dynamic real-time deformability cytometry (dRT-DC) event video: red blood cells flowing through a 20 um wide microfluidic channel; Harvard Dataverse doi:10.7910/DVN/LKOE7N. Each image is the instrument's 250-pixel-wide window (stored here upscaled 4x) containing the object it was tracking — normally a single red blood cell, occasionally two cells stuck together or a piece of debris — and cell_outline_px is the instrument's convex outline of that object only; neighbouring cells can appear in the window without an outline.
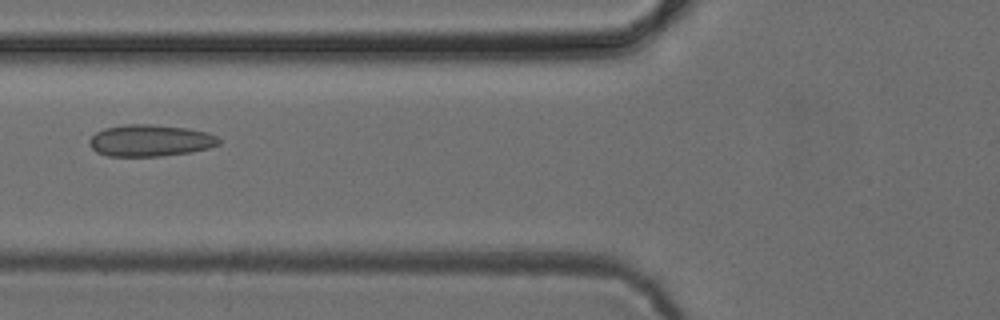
{"species": "common noctule bat (a hibernating species)", "species_latin": "Nyctalus noctula", "temperature_condition": "cold", "stored_images_in_passage": 5, "camera_frame_rate_fps": 3000, "um_per_image_px": 0.085, "animal": {"sex": "female", "body_mass_g": 24.6, "forearm_length_mm": 56.2}, "frame": {"image": 1, "passage_image": 5, "time_ms": 5.667, "image_size_px": [1000, 320], "cell_outline_px": [[220, 144], [208, 148], [192, 152], [160, 156], [108, 156], [96, 152], [88, 144], [88, 140], [96, 132], [104, 128], [124, 124], [148, 124], [188, 128], [208, 132], [216, 136], [220, 140]], "centroid_in_image_um": [12.75, 11.94], "position_along_channel_um": 113.0, "area_um2": 24.1}}